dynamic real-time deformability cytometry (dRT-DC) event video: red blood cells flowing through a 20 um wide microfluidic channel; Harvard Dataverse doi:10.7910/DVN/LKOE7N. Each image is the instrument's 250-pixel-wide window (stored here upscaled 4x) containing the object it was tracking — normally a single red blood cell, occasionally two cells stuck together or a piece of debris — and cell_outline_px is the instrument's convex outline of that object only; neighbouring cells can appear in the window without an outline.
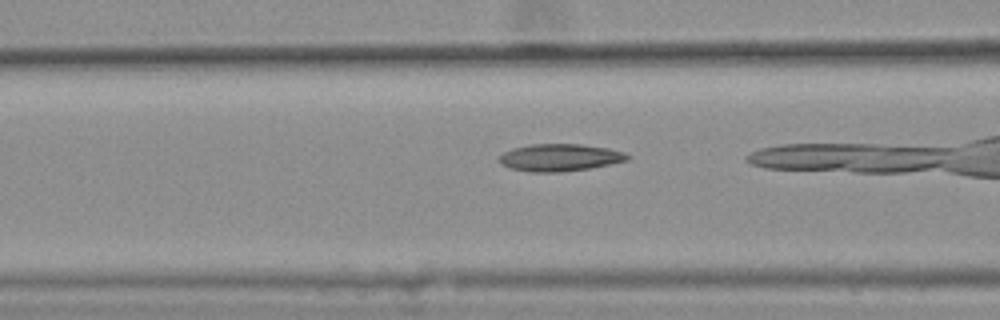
{"species": "common noctule bat (a hibernating species)", "species_latin": "Nyctalus noctula", "temperature_condition": "warm", "stored_images_in_passage": 32, "camera_frame_rate_fps": 3000, "um_per_image_px": 0.085, "animal": {"sex": "female", "body_mass_g": 25.1}, "frame": {"image": 1, "passage_image": 10, "time_ms": 3.0, "image_size_px": [1000, 320], "cell_outline_px": [[632, 156], [628, 160], [592, 168], [564, 172], [532, 172], [512, 168], [500, 164], [496, 160], [496, 156], [512, 148], [528, 144], [580, 144], [608, 148], [624, 152]], "centroid_in_image_um": [47.55, 13.39], "position_along_channel_um": 119.0, "area_um2": 20.69}}
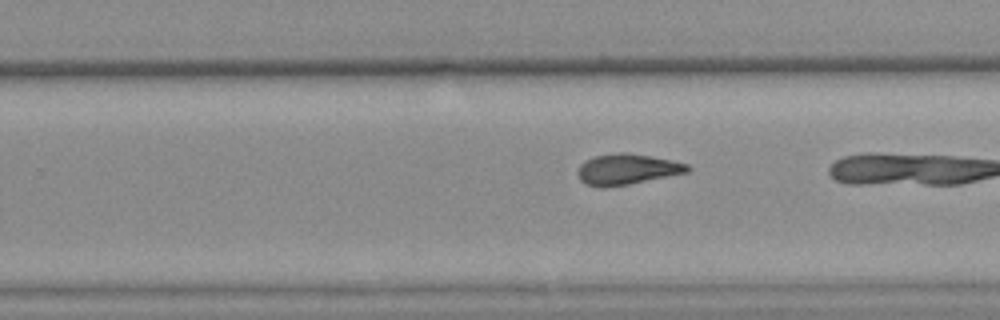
{"frame": {"image": 2, "passage_image": 23, "time_ms": 7.333, "image_size_px": [1000, 320], "cell_outline_px": [[692, 168], [688, 172], [628, 184], [584, 184], [580, 180], [576, 172], [580, 164], [584, 160], [592, 156], [620, 152], [624, 152], [672, 160], [688, 164]], "centroid_in_image_um": [53.3, 14.34], "position_along_channel_um": 276.5, "area_um2": 19.07}}